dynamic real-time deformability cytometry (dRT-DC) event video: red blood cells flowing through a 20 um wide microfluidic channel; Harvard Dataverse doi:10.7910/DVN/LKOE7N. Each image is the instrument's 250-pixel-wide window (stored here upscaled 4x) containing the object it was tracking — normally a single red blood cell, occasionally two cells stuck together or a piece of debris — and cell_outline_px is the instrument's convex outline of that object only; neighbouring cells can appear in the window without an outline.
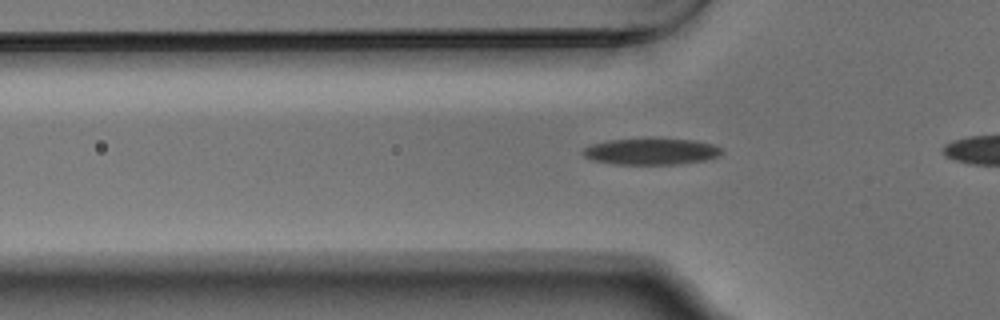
{"species": "Egyptian fruit bat (a non-hibernating species)", "species_latin": "Rousettus aegyptiacus", "temperature_condition": "warm", "stored_images_in_passage": 29, "camera_frame_rate_fps": 3000, "um_per_image_px": 0.085, "animal": {"sex": "male"}, "frame": {"image": 1, "passage_image": 3, "time_ms": 0.667, "image_size_px": [1000, 320], "cell_outline_px": [[724, 152], [720, 156], [704, 160], [680, 164], [612, 164], [592, 160], [584, 156], [580, 152], [584, 148], [592, 144], [608, 140], [696, 140], [712, 144], [724, 148]], "centroid_in_image_um": [55.37, 12.9], "position_along_channel_um": 70.4, "area_um2": 21.1}}
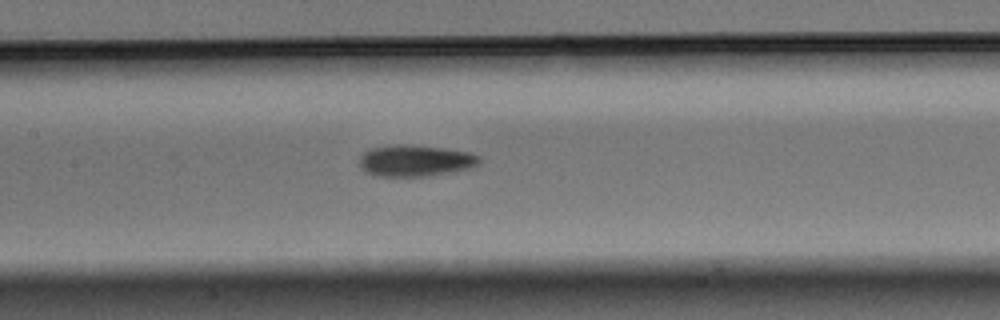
{"frame": {"image": 2, "passage_image": 11, "time_ms": 3.333, "image_size_px": [1000, 320], "cell_outline_px": [[480, 164], [472, 168], [428, 176], [380, 176], [364, 172], [360, 168], [360, 156], [364, 152], [372, 148], [396, 144], [404, 144], [444, 148], [468, 152], [480, 156]], "centroid_in_image_um": [35.31, 13.66], "position_along_channel_um": 172.1, "area_um2": 22.02}}
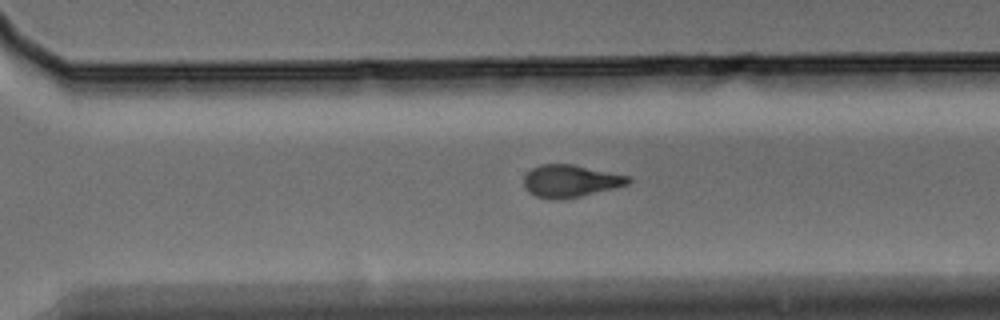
{"frame": {"image": 3, "passage_image": 23, "time_ms": 7.333, "image_size_px": [1000, 320], "cell_outline_px": [[632, 180], [628, 184], [580, 196], [560, 200], [552, 200], [536, 196], [528, 192], [524, 188], [524, 176], [532, 168], [540, 164], [572, 164], [632, 176]], "centroid_in_image_um": [48.47, 15.38], "position_along_channel_um": 322.1, "area_um2": 19.77}}